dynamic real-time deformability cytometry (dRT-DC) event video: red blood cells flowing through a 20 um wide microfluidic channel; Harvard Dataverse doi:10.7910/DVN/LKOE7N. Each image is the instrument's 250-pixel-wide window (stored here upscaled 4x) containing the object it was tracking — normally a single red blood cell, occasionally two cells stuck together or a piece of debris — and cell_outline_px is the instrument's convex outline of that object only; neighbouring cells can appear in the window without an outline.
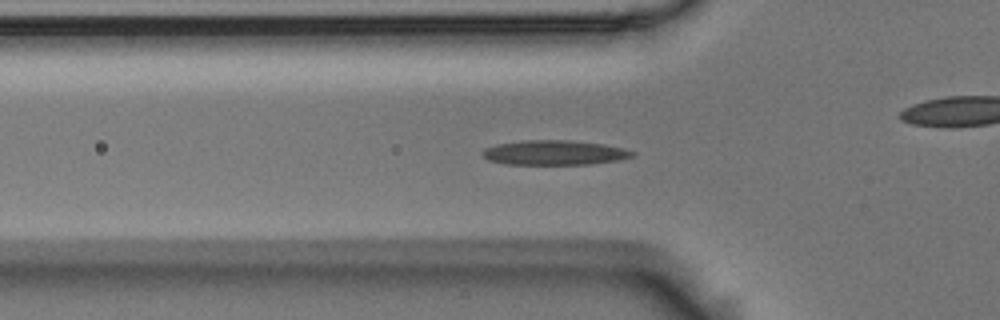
{"species": "Egyptian fruit bat (a non-hibernating species)", "species_latin": "Rousettus aegyptiacus", "temperature_condition": "room temperature", "stored_images_in_passage": 46, "camera_frame_rate_fps": 3000, "um_per_image_px": 0.085, "animal": {"sex": "male"}, "frame": {"image": 1, "passage_image": 9, "time_ms": 2.667, "image_size_px": [1000, 320], "cell_outline_px": [[636, 152], [632, 156], [620, 160], [592, 164], [504, 164], [488, 160], [480, 152], [484, 148], [496, 144], [524, 140], [568, 140], [604, 144], [624, 148]], "centroid_in_image_um": [47.11, 12.97], "position_along_channel_um": 78.7, "area_um2": 21.68}}
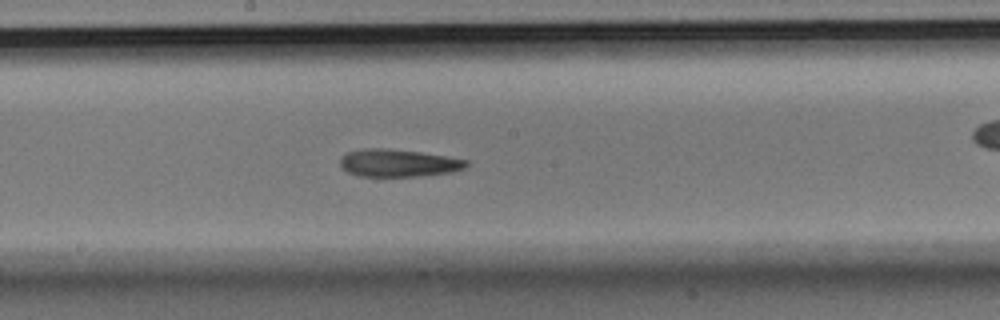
{"frame": {"image": 2, "passage_image": 20, "time_ms": 6.333, "image_size_px": [1000, 320], "cell_outline_px": [[468, 164], [464, 168], [452, 172], [420, 176], [360, 176], [348, 172], [340, 164], [340, 156], [348, 152], [364, 148], [388, 148], [420, 152], [468, 160]], "centroid_in_image_um": [33.84, 13.85], "position_along_channel_um": 214.4, "area_um2": 20.17}}
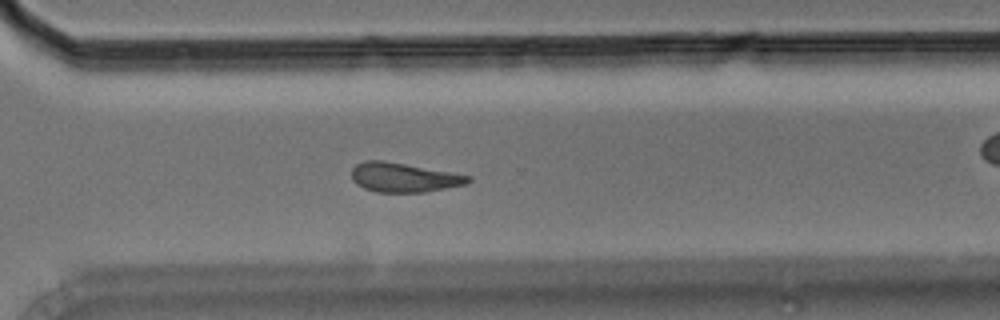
{"frame": {"image": 3, "passage_image": 30, "time_ms": 9.667, "image_size_px": [1000, 320], "cell_outline_px": [[472, 180], [468, 184], [424, 192], [376, 192], [364, 188], [356, 184], [352, 180], [352, 168], [356, 164], [364, 160], [380, 160], [404, 164], [472, 176]], "centroid_in_image_um": [34.31, 15.09], "position_along_channel_um": 336.3, "area_um2": 19.83}, "authors_computed_cell_mechanics": {"area_um2": 20.4901, "velocity_mm_per_s": 3.6787, "shape_relaxation_time_tau1_ms": 5.0694, "shape_relaxation_time_tau2_ms": null, "deformation_change_tau1": 0.1394, "deformation_change_tau2": null}}